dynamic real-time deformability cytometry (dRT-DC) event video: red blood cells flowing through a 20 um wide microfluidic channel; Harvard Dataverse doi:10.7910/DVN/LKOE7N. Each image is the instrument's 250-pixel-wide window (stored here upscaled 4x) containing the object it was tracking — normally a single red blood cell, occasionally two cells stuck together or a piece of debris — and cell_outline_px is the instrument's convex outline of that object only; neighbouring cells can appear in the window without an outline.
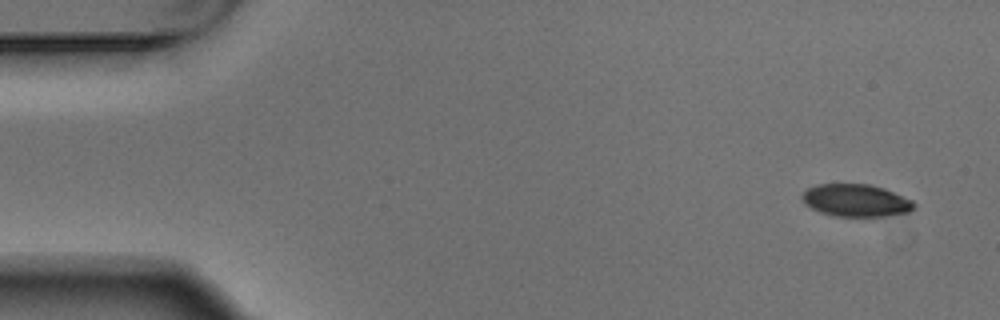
{"species": "Egyptian fruit bat (a non-hibernating species)", "species_latin": "Rousettus aegyptiacus", "temperature_condition": "warm", "stored_images_in_passage": 4, "camera_frame_rate_fps": 3000, "um_per_image_px": 0.085, "animal": {"sex": "male"}, "frame": {"image": 1, "passage_image": 1, "time_ms": 0.0, "image_size_px": [1000, 320], "cell_outline_px": [[916, 204], [908, 212], [888, 216], [836, 216], [820, 212], [812, 208], [800, 196], [808, 188], [816, 184], [868, 184], [884, 188], [912, 200]], "centroid_in_image_um": [72.76, 17.03], "position_along_channel_um": 12.2, "area_um2": 20.92}}